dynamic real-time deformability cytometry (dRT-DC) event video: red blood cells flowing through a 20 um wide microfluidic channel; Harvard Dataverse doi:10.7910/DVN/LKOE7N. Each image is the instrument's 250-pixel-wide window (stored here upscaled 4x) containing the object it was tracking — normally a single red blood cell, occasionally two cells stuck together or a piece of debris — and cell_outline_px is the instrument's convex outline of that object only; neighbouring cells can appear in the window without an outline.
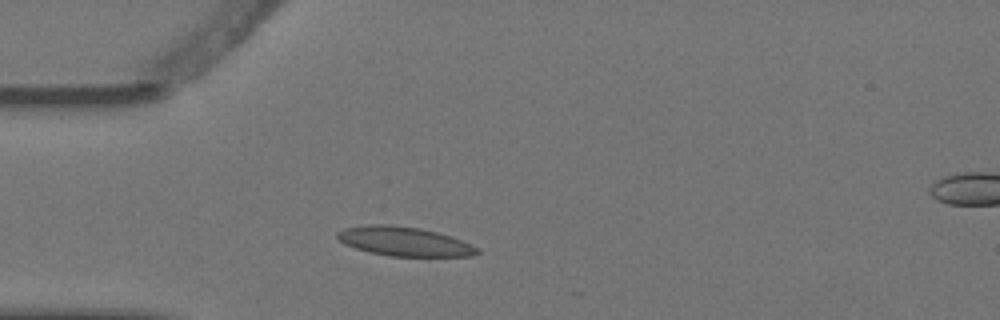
{"species": "Egyptian fruit bat (a non-hibernating species)", "species_latin": "Rousettus aegyptiacus", "temperature_condition": "warm", "stored_images_in_passage": 3, "camera_frame_rate_fps": 3000, "um_per_image_px": 0.085, "animal": {"sex": "female"}, "frame": {"image": 1, "passage_image": 2, "time_ms": 0.333, "image_size_px": [1000, 320], "cell_outline_px": [[480, 252], [472, 256], [388, 256], [368, 252], [344, 244], [336, 236], [336, 232], [344, 228], [364, 224], [392, 224], [420, 228], [452, 236], [472, 244], [480, 248]], "centroid_in_image_um": [34.36, 20.51], "position_along_channel_um": 50.6, "area_um2": 24.1}}